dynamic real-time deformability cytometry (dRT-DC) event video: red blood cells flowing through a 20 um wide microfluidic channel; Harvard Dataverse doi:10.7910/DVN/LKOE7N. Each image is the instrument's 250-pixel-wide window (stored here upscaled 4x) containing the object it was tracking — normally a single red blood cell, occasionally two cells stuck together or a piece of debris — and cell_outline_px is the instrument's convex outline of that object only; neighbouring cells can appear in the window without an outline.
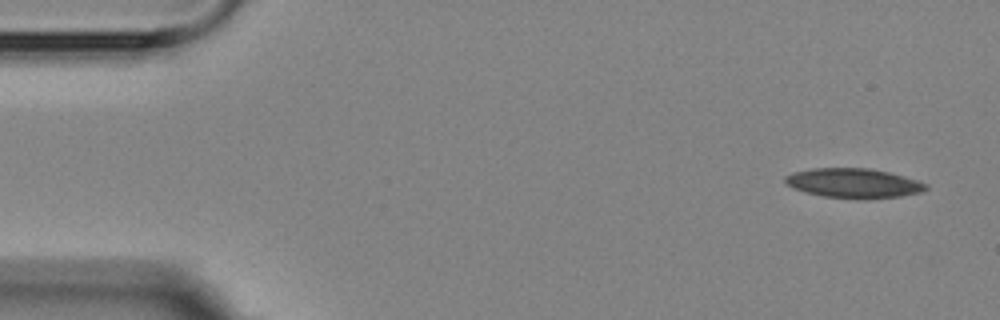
{"species": "Egyptian fruit bat (a non-hibernating species)", "species_latin": "Rousettus aegyptiacus", "temperature_condition": "room temperature", "stored_images_in_passage": 8, "camera_frame_rate_fps": 3000, "um_per_image_px": 0.085, "animal": {"sex": "female"}, "frame": {"image": 1, "passage_image": 1, "time_ms": 0.0, "image_size_px": [1000, 320], "cell_outline_px": [[928, 188], [920, 192], [900, 196], [868, 200], [856, 200], [824, 196], [792, 188], [784, 180], [784, 176], [792, 172], [812, 168], [872, 168], [904, 176], [928, 184]], "centroid_in_image_um": [72.56, 15.58], "position_along_channel_um": 12.4, "area_um2": 24.51}}
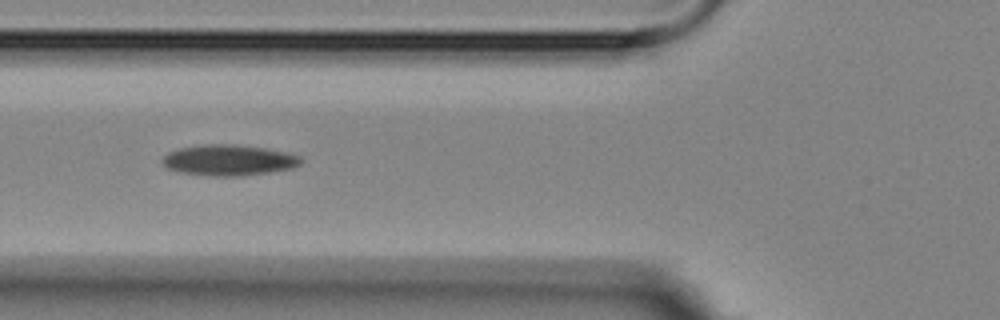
{"frame": {"image": 2, "passage_image": 6, "time_ms": 5.667, "image_size_px": [1000, 320], "cell_outline_px": [[304, 160], [300, 164], [292, 168], [268, 172], [240, 176], [212, 176], [180, 172], [168, 168], [160, 160], [168, 152], [180, 148], [204, 144], [236, 144], [268, 148], [300, 156]], "centroid_in_image_um": [19.45, 13.6], "position_along_channel_um": 106.3, "area_um2": 24.91}}
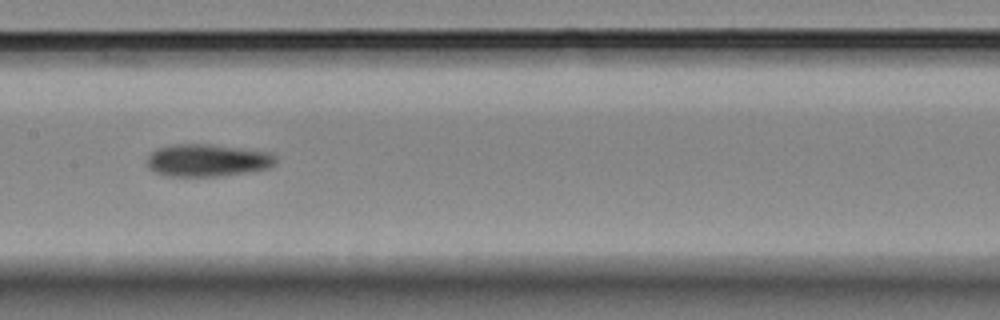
{"frame": {"image": 3, "passage_image": 8, "time_ms": 8.0, "image_size_px": [1000, 320], "cell_outline_px": [[276, 164], [272, 168], [252, 172], [220, 176], [172, 176], [156, 172], [148, 168], [148, 156], [156, 148], [172, 144], [212, 144], [272, 152], [276, 156]], "centroid_in_image_um": [17.71, 13.62], "position_along_channel_um": 189.7, "area_um2": 24.68}}